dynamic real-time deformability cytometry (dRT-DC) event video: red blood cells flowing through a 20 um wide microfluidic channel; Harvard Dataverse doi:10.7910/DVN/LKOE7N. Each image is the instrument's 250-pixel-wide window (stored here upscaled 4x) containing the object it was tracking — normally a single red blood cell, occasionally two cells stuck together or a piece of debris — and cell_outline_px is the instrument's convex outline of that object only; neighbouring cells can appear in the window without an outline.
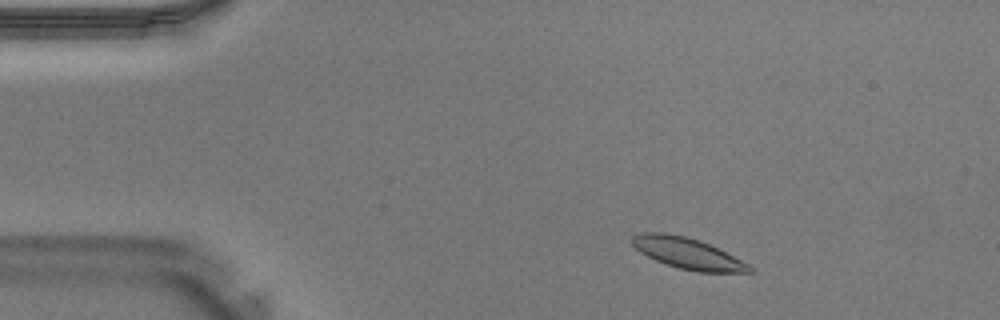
{"species": "Egyptian fruit bat (a non-hibernating species)", "species_latin": "Rousettus aegyptiacus", "temperature_condition": "warm", "stored_images_in_passage": 38, "camera_frame_rate_fps": 3000, "um_per_image_px": 0.085, "animal": {"sex": "male"}, "frame": {"image": 1, "passage_image": 3, "time_ms": 0.667, "image_size_px": [1000, 320], "cell_outline_px": [[756, 272], [696, 272], [680, 268], [656, 260], [640, 252], [632, 244], [632, 236], [640, 232], [664, 232], [684, 236], [700, 240], [756, 268]], "centroid_in_image_um": [58.44, 21.53], "position_along_channel_um": 26.6, "area_um2": 20.98}}
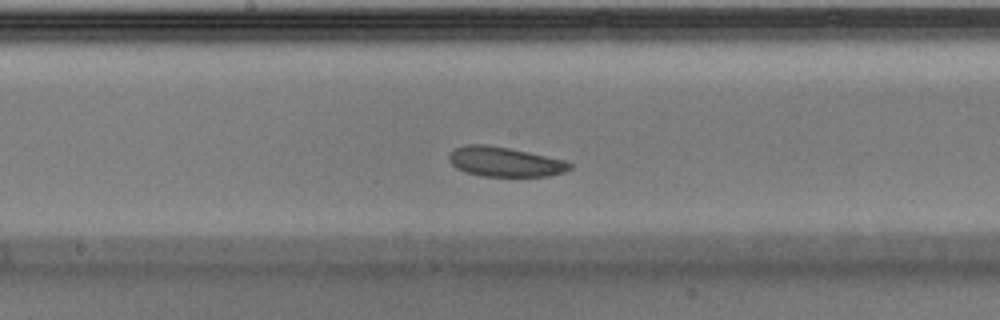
{"frame": {"image": 2, "passage_image": 18, "time_ms": 5.667, "image_size_px": [1000, 320], "cell_outline_px": [[572, 168], [564, 172], [548, 176], [480, 176], [464, 172], [456, 168], [448, 160], [448, 156], [456, 148], [464, 144], [484, 144], [508, 148], [528, 152], [564, 160], [572, 164]], "centroid_in_image_um": [42.88, 13.76], "position_along_channel_um": 205.3, "area_um2": 20.87}}
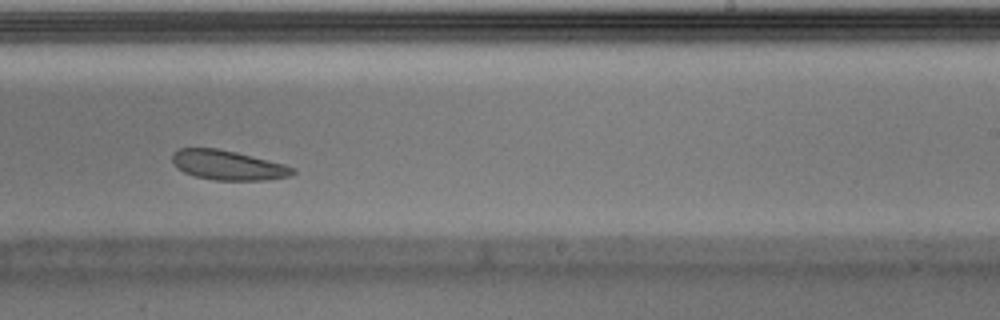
{"frame": {"image": 3, "passage_image": 22, "time_ms": 7.0, "image_size_px": [1000, 320], "cell_outline_px": [[296, 172], [288, 176], [268, 180], [216, 180], [196, 176], [184, 172], [172, 160], [172, 156], [180, 148], [216, 148], [236, 152], [284, 164], [296, 168]], "centroid_in_image_um": [19.42, 14.04], "position_along_channel_um": 269.6, "area_um2": 20.46}}